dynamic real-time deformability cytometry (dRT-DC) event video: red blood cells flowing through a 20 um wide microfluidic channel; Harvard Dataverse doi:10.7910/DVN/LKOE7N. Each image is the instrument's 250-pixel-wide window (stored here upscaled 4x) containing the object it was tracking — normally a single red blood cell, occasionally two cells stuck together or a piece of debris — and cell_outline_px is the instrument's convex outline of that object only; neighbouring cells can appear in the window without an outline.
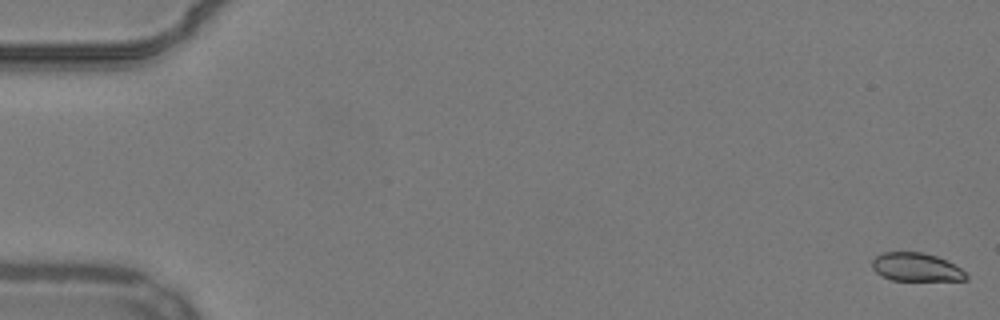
{"species": "common noctule bat (a hibernating species)", "species_latin": "Nyctalus noctula", "temperature_condition": "warm", "stored_images_in_passage": 55, "camera_frame_rate_fps": 3000, "um_per_image_px": 0.085, "animal": {"sex": "male", "body_mass_g": 19.2, "forearm_length_mm": 51.8}, "frame": {"image": 1, "passage_image": 1, "time_ms": 0.0, "image_size_px": [1000, 320], "cell_outline_px": [[968, 280], [892, 280], [880, 276], [872, 268], [872, 260], [876, 256], [884, 252], [924, 252], [936, 256], [960, 268], [968, 276]], "centroid_in_image_um": [77.83, 22.71], "position_along_channel_um": 7.2, "area_um2": 15.43}}
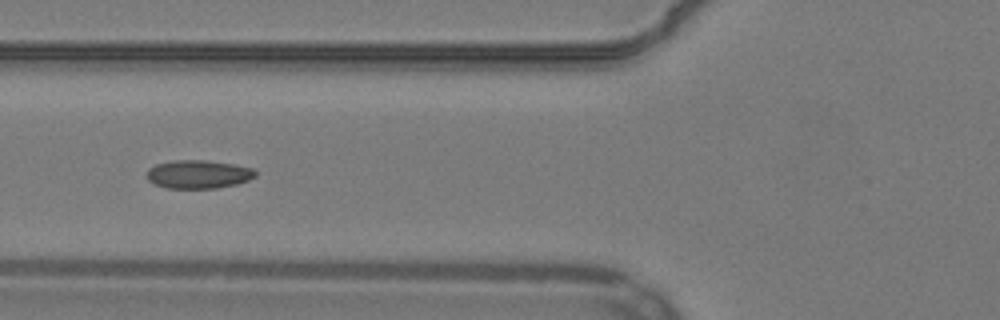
{"frame": {"image": 2, "passage_image": 22, "time_ms": 7.0, "image_size_px": [1000, 320], "cell_outline_px": [[256, 176], [248, 180], [236, 184], [216, 188], [164, 188], [148, 180], [148, 168], [156, 164], [172, 160], [204, 160], [232, 164], [252, 168], [256, 172]], "centroid_in_image_um": [16.85, 14.81], "position_along_channel_um": 109.0, "area_um2": 17.86}}
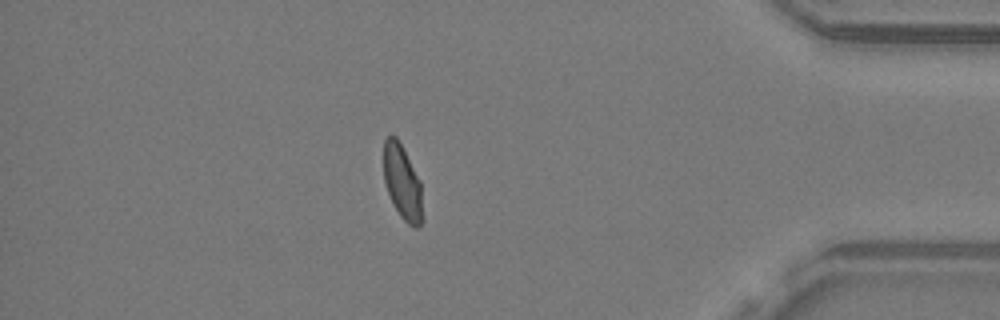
{"frame": {"image": 3, "passage_image": 48, "time_ms": 15.667, "image_size_px": [1000, 320], "cell_outline_px": [[424, 220], [416, 228], [408, 224], [400, 216], [392, 204], [384, 180], [384, 140], [388, 136], [396, 136], [420, 180], [424, 216]], "centroid_in_image_um": [34.22, 15.56], "position_along_channel_um": 401.0, "area_um2": 16.99}, "authors_computed_cell_mechanics": {"area_um2": 17.3978, "velocity_mm_per_s": 3.814, "shape_relaxation_time_tau1_ms": 5.1156, "shape_relaxation_time_tau2_ms": 1.4972, "deformation_change_tau1": 0.1212, "deformation_change_tau2": 0.0754}}